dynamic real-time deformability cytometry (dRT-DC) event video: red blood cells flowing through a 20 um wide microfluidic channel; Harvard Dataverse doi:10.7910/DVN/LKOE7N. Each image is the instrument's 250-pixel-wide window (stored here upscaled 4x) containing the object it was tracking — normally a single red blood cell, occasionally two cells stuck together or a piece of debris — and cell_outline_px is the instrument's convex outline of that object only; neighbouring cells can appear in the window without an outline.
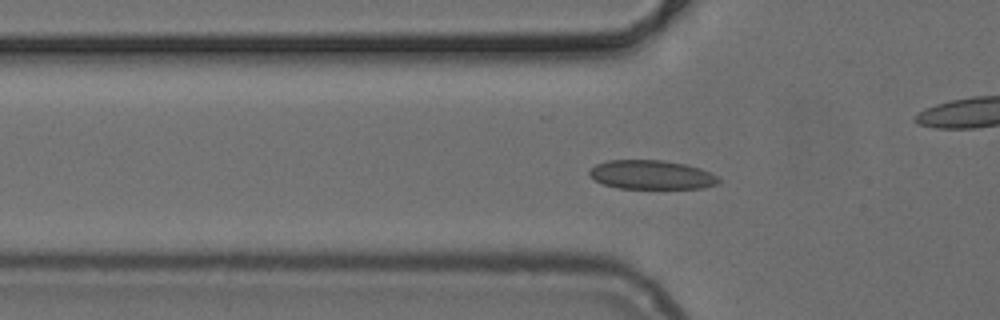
{"species": "common noctule bat (a hibernating species)", "species_latin": "Nyctalus noctula", "temperature_condition": "cold", "stored_images_in_passage": 51, "camera_frame_rate_fps": 3000, "um_per_image_px": 0.085, "animal": {"sex": "female", "body_mass_g": 24.6, "forearm_length_mm": 56.2}, "frame": {"image": 1, "passage_image": 16, "time_ms": 5.0, "image_size_px": [1000, 320], "cell_outline_px": [[720, 184], [704, 188], [620, 188], [604, 184], [588, 176], [588, 172], [596, 164], [608, 160], [664, 160], [684, 164], [700, 168], [716, 176], [720, 180]], "centroid_in_image_um": [55.38, 14.85], "position_along_channel_um": 70.4, "area_um2": 21.79}}
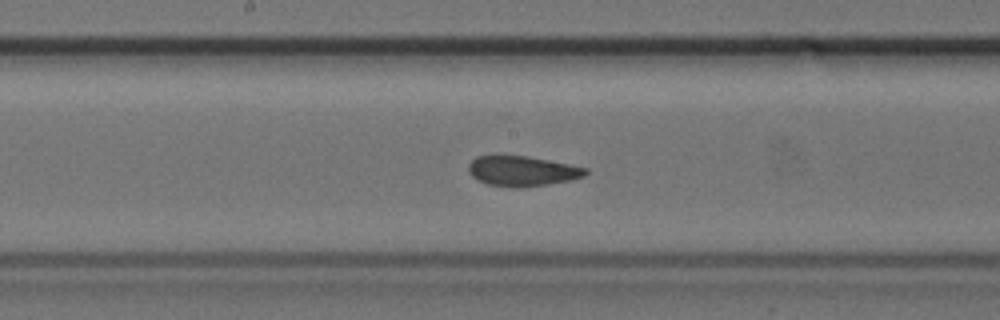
{"frame": {"image": 2, "passage_image": 26, "time_ms": 8.333, "image_size_px": [1000, 320], "cell_outline_px": [[588, 172], [584, 176], [572, 180], [524, 188], [512, 188], [488, 184], [476, 180], [468, 172], [468, 164], [476, 156], [496, 152], [500, 152], [528, 156], [588, 168]], "centroid_in_image_um": [44.31, 14.5], "position_along_channel_um": 203.9, "area_um2": 21.5}}
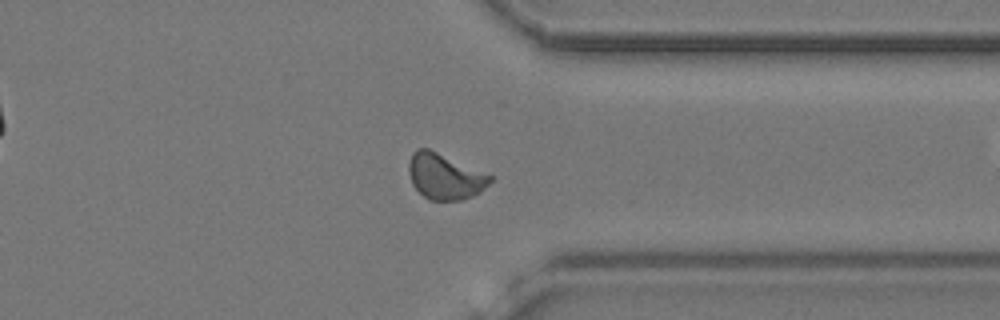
{"frame": {"image": 3, "passage_image": 39, "time_ms": 12.667, "image_size_px": [1000, 320], "cell_outline_px": [[496, 176], [480, 192], [464, 200], [428, 200], [412, 184], [408, 172], [408, 164], [412, 152], [416, 148], [428, 148]], "centroid_in_image_um": [37.83, 14.99], "position_along_channel_um": 373.6, "area_um2": 21.96}}